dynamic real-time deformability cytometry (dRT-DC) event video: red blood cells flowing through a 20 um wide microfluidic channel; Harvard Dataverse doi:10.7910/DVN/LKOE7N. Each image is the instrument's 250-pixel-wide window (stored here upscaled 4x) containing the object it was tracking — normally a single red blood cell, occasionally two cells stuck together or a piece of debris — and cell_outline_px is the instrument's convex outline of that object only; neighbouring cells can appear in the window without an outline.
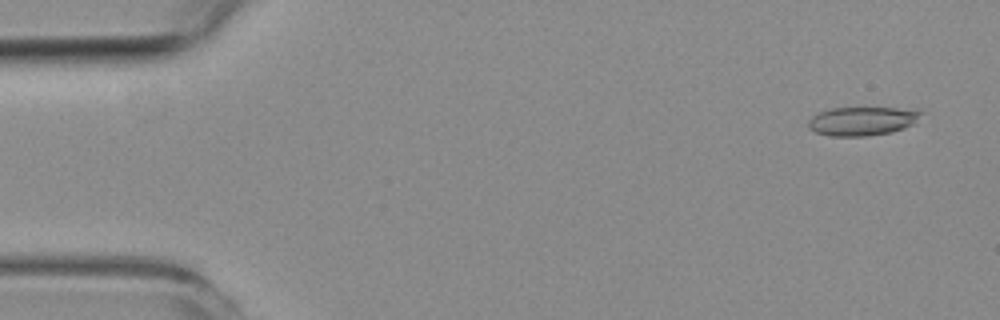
{"species": "common noctule bat (a hibernating species)", "species_latin": "Nyctalus noctula", "temperature_condition": "room temperature", "stored_images_in_passage": 9, "camera_frame_rate_fps": 3000, "um_per_image_px": 0.085, "animal": {"sex": "female", "body_mass_g": 19.3, "forearm_length_mm": 54.1}, "frame": {"image": 1, "passage_image": 1, "time_ms": 0.0, "image_size_px": [1000, 320], "cell_outline_px": [[920, 112], [912, 124], [904, 128], [892, 132], [864, 136], [832, 136], [816, 132], [808, 128], [808, 120], [812, 116], [820, 112], [832, 108], [916, 108]], "centroid_in_image_um": [73.25, 10.29], "position_along_channel_um": 11.7, "area_um2": 18.67}}
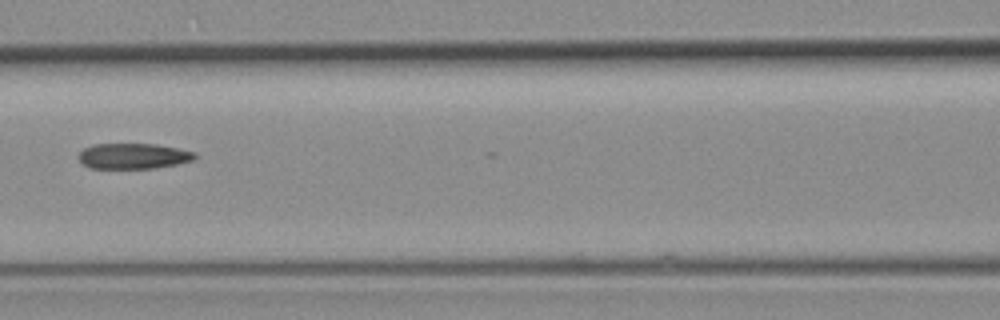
{"frame": {"image": 2, "passage_image": 6, "time_ms": 7.0, "image_size_px": [1000, 320], "cell_outline_px": [[196, 160], [156, 168], [88, 168], [76, 156], [84, 148], [92, 144], [156, 144], [196, 152]], "centroid_in_image_um": [11.33, 13.26], "position_along_channel_um": 155.3, "area_um2": 17.4}}
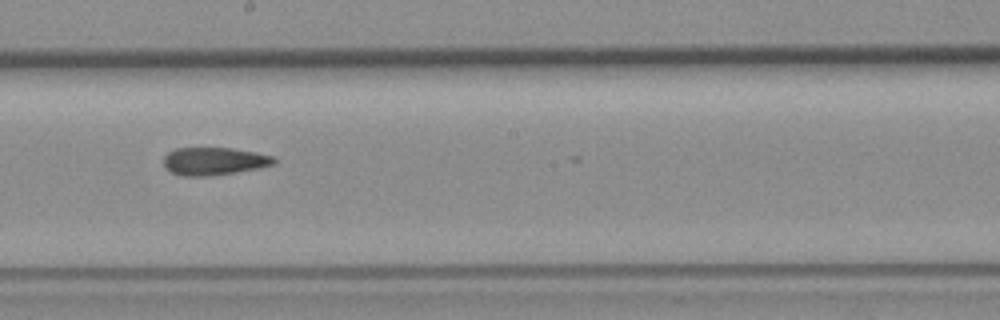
{"frame": {"image": 3, "passage_image": 8, "time_ms": 9.0, "image_size_px": [1000, 320], "cell_outline_px": [[276, 160], [272, 164], [256, 168], [236, 172], [208, 176], [180, 176], [172, 172], [164, 164], [164, 156], [168, 152], [176, 148], [232, 148], [256, 152], [272, 156]], "centroid_in_image_um": [18.16, 13.69], "position_along_channel_um": 230.0, "area_um2": 17.63}}